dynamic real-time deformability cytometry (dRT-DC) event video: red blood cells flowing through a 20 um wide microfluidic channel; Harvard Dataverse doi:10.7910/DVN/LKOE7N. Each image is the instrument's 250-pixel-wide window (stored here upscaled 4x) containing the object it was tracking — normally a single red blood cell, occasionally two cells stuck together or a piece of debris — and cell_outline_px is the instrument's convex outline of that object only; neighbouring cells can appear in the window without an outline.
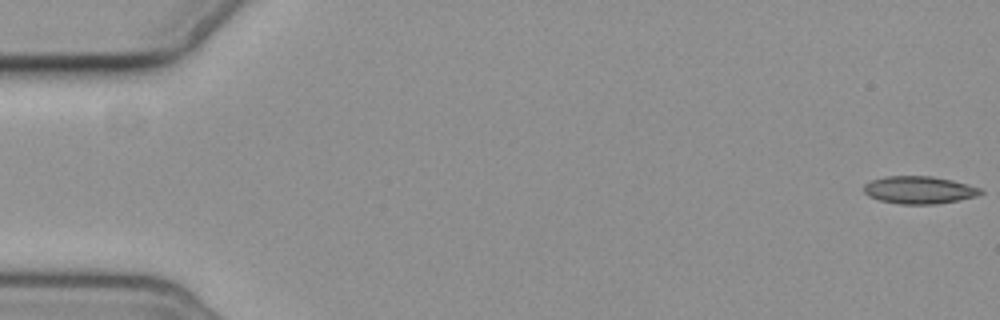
{"species": "common noctule bat (a hibernating species)", "species_latin": "Nyctalus noctula", "temperature_condition": "cold", "stored_images_in_passage": 3, "camera_frame_rate_fps": 3000, "um_per_image_px": 0.085, "animal": {"sex": "female", "body_mass_g": 19.3, "forearm_length_mm": 54.1}, "frame": {"image": 1, "passage_image": 1, "time_ms": 0.0, "image_size_px": [1000, 320], "cell_outline_px": [[984, 192], [976, 196], [936, 204], [900, 204], [880, 200], [868, 196], [864, 192], [864, 184], [872, 180], [888, 176], [932, 176], [952, 180], [980, 188]], "centroid_in_image_um": [78.11, 16.14], "position_along_channel_um": 6.9, "area_um2": 18.55}}